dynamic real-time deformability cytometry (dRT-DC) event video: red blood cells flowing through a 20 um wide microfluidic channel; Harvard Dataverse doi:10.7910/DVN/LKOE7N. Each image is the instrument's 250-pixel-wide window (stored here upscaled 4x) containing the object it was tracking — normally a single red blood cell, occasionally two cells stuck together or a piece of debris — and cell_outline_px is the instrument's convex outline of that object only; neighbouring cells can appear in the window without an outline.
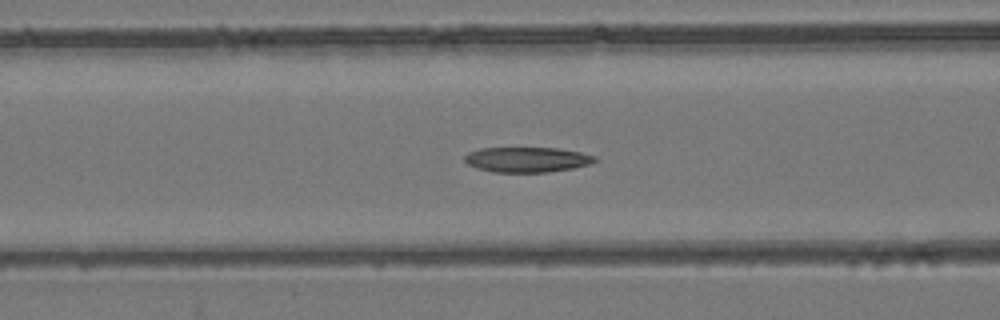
{"species": "common noctule bat (a hibernating species)", "species_latin": "Nyctalus noctula", "temperature_condition": "room temperature", "stored_images_in_passage": 55, "segment_of_instrument_passage": [1, 2], "camera_frame_rate_fps": 3000, "um_per_image_px": 0.085, "animal": {"sex": "female", "body_mass_g": 24.6, "forearm_length_mm": 56.2}, "frame": {"image": 1, "passage_image": 22, "time_ms": 7.0, "image_size_px": [1000, 320], "cell_outline_px": [[596, 160], [592, 164], [572, 168], [548, 172], [492, 172], [476, 168], [468, 164], [464, 160], [464, 156], [468, 152], [480, 148], [560, 148], [580, 152], [596, 156]], "centroid_in_image_um": [44.79, 13.56], "position_along_channel_um": 121.8, "area_um2": 19.19}}
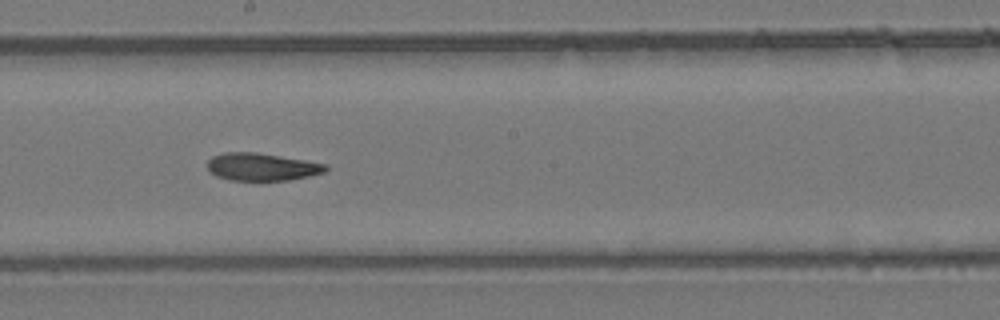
{"frame": {"image": 2, "passage_image": 30, "time_ms": 9.667, "image_size_px": [1000, 320], "cell_outline_px": [[328, 168], [324, 172], [308, 176], [288, 180], [228, 180], [216, 176], [208, 168], [208, 160], [212, 156], [224, 152], [256, 152], [328, 164]], "centroid_in_image_um": [22.24, 14.18], "position_along_channel_um": 226.0, "area_um2": 18.9}}
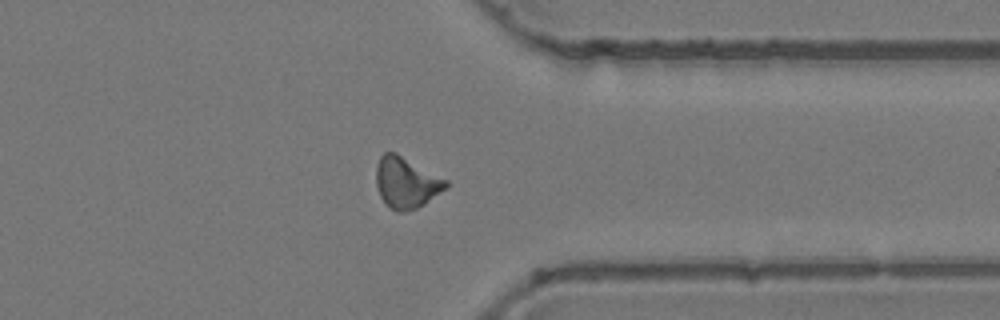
{"frame": {"image": 3, "passage_image": 42, "time_ms": 13.667, "image_size_px": [1000, 320], "cell_outline_px": [[448, 184], [444, 188], [424, 204], [416, 208], [404, 212], [396, 212], [384, 204], [380, 196], [376, 184], [376, 164], [380, 156], [384, 152], [396, 152], [448, 180]], "centroid_in_image_um": [34.48, 15.51], "position_along_channel_um": 376.9, "area_um2": 20.75}}